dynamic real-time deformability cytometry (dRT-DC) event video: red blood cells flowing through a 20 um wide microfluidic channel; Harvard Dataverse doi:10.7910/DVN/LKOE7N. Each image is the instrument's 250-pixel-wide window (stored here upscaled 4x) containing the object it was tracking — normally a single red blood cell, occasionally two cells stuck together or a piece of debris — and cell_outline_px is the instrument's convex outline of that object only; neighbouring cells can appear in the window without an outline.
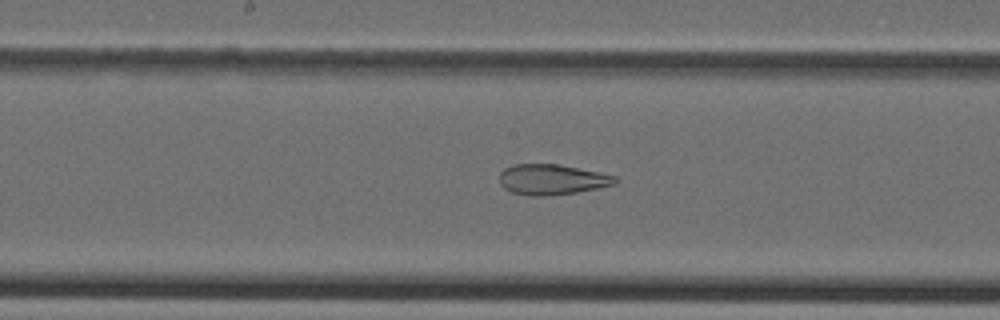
{"species": "Egyptian fruit bat (a non-hibernating species)", "species_latin": "Rousettus aegyptiacus", "temperature_condition": "cold", "stored_images_in_passage": 38, "camera_frame_rate_fps": 3000, "um_per_image_px": 0.085, "animal": {"sex": "female"}, "frame": {"image": 1, "passage_image": 20, "time_ms": 6.333, "image_size_px": [1000, 320], "cell_outline_px": [[620, 180], [616, 184], [576, 192], [548, 196], [528, 196], [512, 192], [504, 188], [500, 184], [500, 172], [504, 168], [512, 164], [556, 164], [600, 172], [616, 176]], "centroid_in_image_um": [46.91, 15.26], "position_along_channel_um": 201.3, "area_um2": 20.63}}
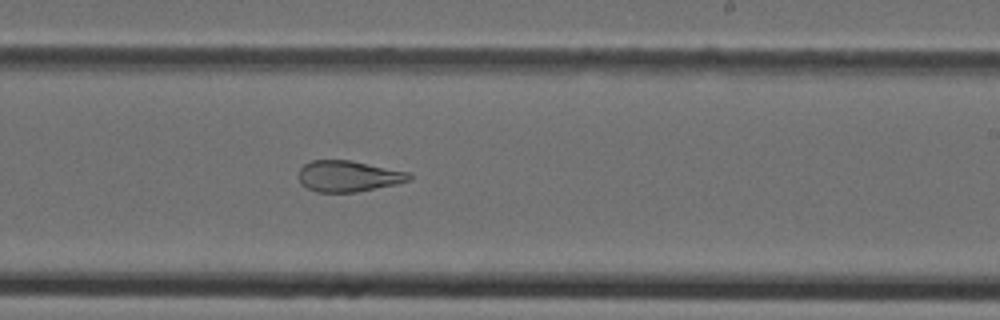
{"frame": {"image": 2, "passage_image": 24, "time_ms": 7.667, "image_size_px": [1000, 320], "cell_outline_px": [[412, 180], [396, 184], [356, 192], [316, 192], [300, 184], [300, 168], [304, 164], [312, 160], [352, 160], [408, 172], [412, 176]], "centroid_in_image_um": [29.62, 14.97], "position_along_channel_um": 259.4, "area_um2": 20.0}}
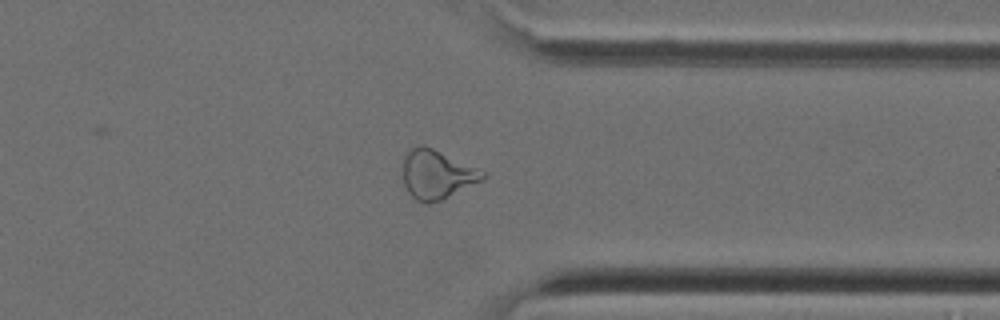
{"frame": {"image": 3, "passage_image": 32, "time_ms": 10.333, "image_size_px": [1000, 320], "cell_outline_px": [[488, 176], [440, 200], [428, 204], [424, 204], [416, 200], [408, 192], [404, 184], [404, 160], [408, 152], [412, 148], [420, 144], [424, 144], [488, 172]], "centroid_in_image_um": [37.14, 14.81], "position_along_channel_um": 374.3, "area_um2": 22.54}}